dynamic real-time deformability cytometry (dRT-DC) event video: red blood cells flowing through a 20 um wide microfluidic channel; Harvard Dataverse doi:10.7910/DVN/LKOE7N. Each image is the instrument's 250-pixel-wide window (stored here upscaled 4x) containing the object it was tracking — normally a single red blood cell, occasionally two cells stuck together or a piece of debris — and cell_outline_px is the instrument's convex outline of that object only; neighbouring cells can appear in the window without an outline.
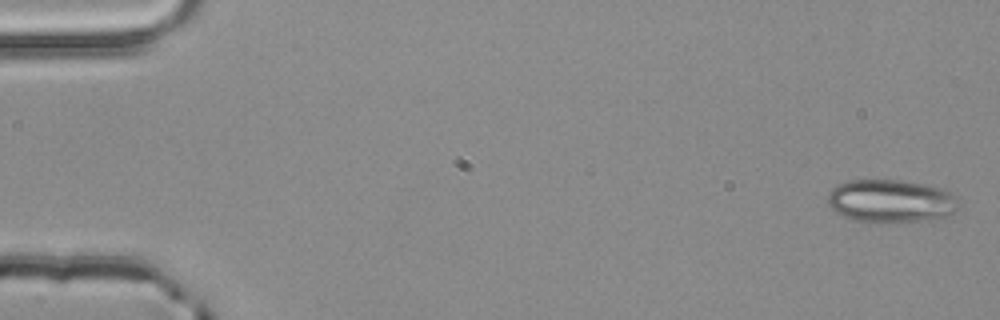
{"species": "common noctule bat (a hibernating species)", "species_latin": "Nyctalus noctula", "temperature_condition": "room temperature", "stored_images_in_passage": 4, "camera_frame_rate_fps": 3000, "um_per_image_px": 0.085, "animal": {"sex": "male", "body_mass_g": 20.4}, "frame": {"image": 1, "passage_image": 1, "time_ms": 0.0, "image_size_px": [1000, 320], "cell_outline_px": [[960, 208], [956, 212], [944, 216], [924, 220], [856, 220], [844, 216], [836, 212], [828, 204], [828, 196], [832, 188], [848, 180], [900, 180], [928, 184], [944, 188], [952, 192], [956, 196], [960, 204]], "centroid_in_image_um": [75.79, 17.04], "position_along_channel_um": 9.2, "area_um2": 32.37}}